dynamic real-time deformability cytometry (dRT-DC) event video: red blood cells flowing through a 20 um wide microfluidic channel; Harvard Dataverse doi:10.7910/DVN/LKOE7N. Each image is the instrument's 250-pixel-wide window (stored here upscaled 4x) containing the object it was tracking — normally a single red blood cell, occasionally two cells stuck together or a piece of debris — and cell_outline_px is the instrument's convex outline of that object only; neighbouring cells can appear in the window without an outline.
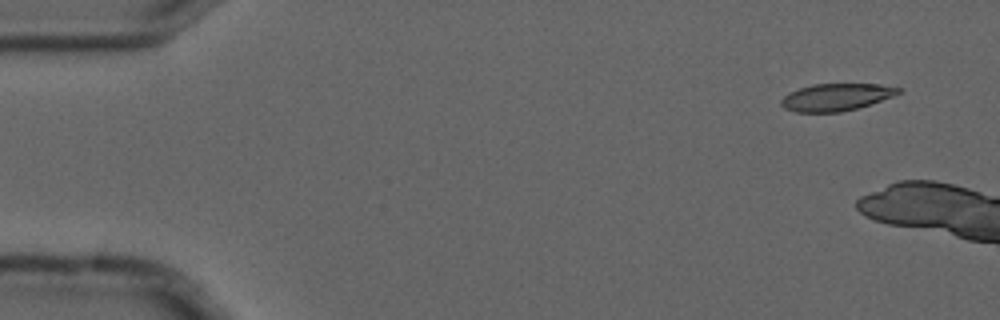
{"species": "common noctule bat (a hibernating species)", "species_latin": "Nyctalus noctula", "temperature_condition": "cold", "stored_images_in_passage": 6, "camera_frame_rate_fps": 3000, "um_per_image_px": 0.085, "animal": {"sex": "male", "forearm_length_mm": 52.5}, "frame": {"image": 1, "passage_image": 1, "time_ms": 0.0, "image_size_px": [1000, 320], "cell_outline_px": [[904, 92], [872, 104], [840, 112], [796, 112], [784, 108], [780, 104], [780, 100], [788, 92], [812, 84], [880, 84], [900, 88]], "centroid_in_image_um": [71.08, 8.25], "position_along_channel_um": 13.9, "area_um2": 18.73}}